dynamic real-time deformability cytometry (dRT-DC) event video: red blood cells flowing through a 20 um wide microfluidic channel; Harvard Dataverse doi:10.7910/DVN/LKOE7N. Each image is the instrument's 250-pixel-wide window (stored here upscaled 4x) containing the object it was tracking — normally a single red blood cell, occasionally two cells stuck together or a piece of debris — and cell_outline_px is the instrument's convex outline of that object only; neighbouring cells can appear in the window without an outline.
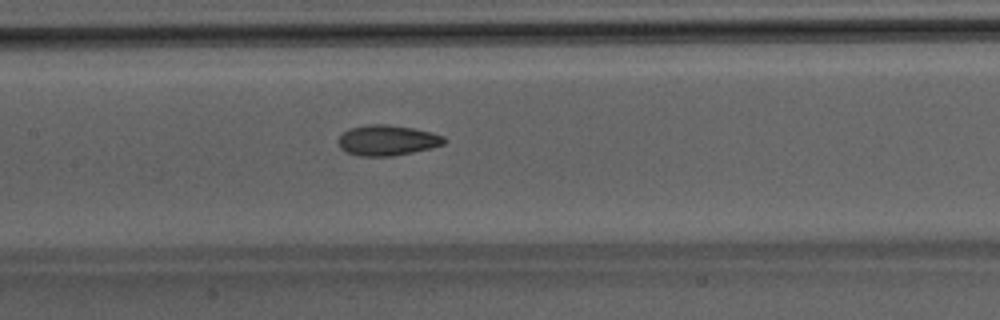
{"species": "Egyptian fruit bat (a non-hibernating species)", "species_latin": "Rousettus aegyptiacus", "temperature_condition": "room temperature", "stored_images_in_passage": 49, "camera_frame_rate_fps": 3000, "um_per_image_px": 0.085, "animal": {"sex": "male"}, "frame": {"image": 1, "passage_image": 24, "time_ms": 7.667, "image_size_px": [1000, 320], "cell_outline_px": [[448, 140], [444, 144], [432, 148], [392, 156], [360, 156], [344, 152], [340, 148], [336, 140], [348, 128], [368, 124], [388, 124], [412, 128], [432, 132], [444, 136]], "centroid_in_image_um": [32.9, 11.92], "position_along_channel_um": 174.5, "area_um2": 19.07}}
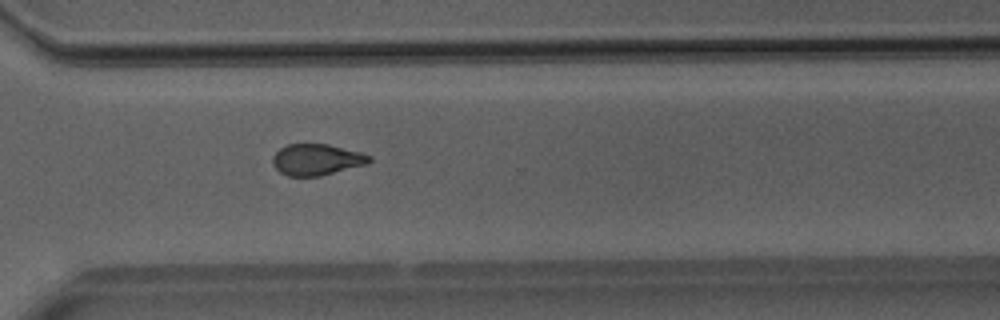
{"frame": {"image": 2, "passage_image": 36, "time_ms": 11.667, "image_size_px": [1000, 320], "cell_outline_px": [[372, 160], [368, 164], [320, 176], [288, 176], [280, 172], [272, 164], [272, 156], [280, 148], [288, 144], [328, 144], [360, 152], [372, 156]], "centroid_in_image_um": [26.92, 13.57], "position_along_channel_um": 343.7, "area_um2": 17.69}}
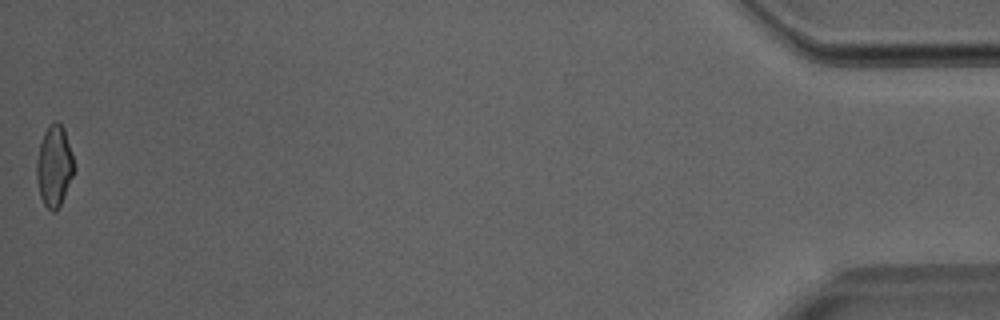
{"frame": {"image": 3, "passage_image": 49, "time_ms": 16.0, "image_size_px": [1000, 320], "cell_outline_px": [[76, 168], [64, 196], [60, 204], [52, 212], [44, 204], [40, 196], [36, 180], [36, 160], [40, 144], [44, 132], [48, 124], [56, 120], [64, 128]], "centroid_in_image_um": [4.6, 14.08], "position_along_channel_um": 430.6, "area_um2": 17.69}}